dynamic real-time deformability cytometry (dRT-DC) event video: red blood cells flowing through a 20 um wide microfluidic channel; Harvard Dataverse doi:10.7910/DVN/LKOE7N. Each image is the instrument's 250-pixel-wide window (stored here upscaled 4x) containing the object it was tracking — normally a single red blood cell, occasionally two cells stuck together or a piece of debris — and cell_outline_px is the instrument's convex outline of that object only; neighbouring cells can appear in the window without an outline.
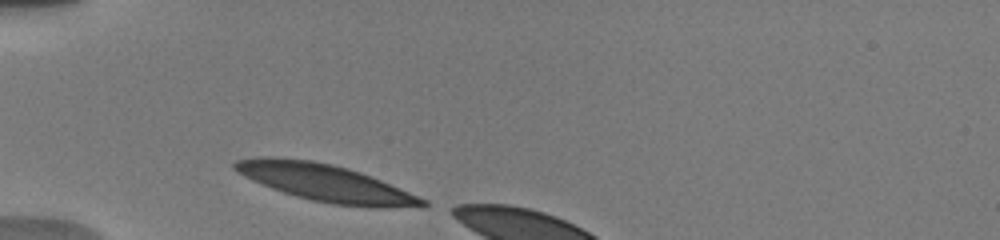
{"species": "human", "species_latin": "Homo sapiens", "temperature_condition": "warm", "stored_images_in_passage": 3, "camera_frame_rate_fps": 3000, "um_per_image_px": 0.085, "donor": {"sex": "male"}, "frame": {"image": 1, "passage_image": 1, "time_ms": 0.0, "image_size_px": [1000, 240], "cell_outline_px": [[428, 204], [384, 208], [372, 208], [332, 204], [312, 200], [296, 196], [272, 188], [252, 180], [244, 176], [232, 168], [232, 164], [236, 160], [264, 156], [276, 156], [312, 160], [332, 164], [348, 168], [360, 172], [380, 180], [428, 200]], "centroid_in_image_um": [27.6, 15.52], "position_along_channel_um": 57.4, "area_um2": 40.29}}